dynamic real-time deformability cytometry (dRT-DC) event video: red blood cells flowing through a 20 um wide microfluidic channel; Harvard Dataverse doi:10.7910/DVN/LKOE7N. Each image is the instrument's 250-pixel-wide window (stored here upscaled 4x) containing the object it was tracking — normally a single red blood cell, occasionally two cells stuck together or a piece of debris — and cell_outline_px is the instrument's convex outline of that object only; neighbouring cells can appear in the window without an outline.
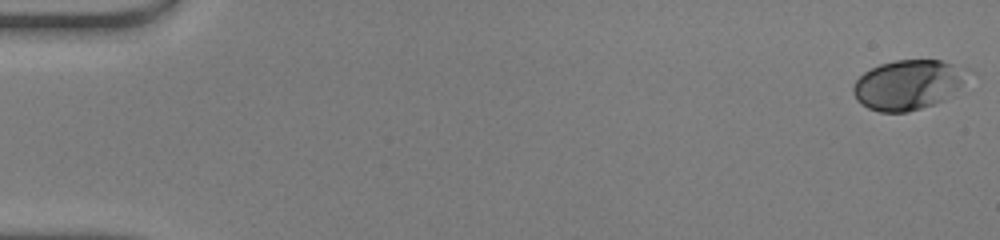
{"species": "human", "species_latin": "Homo sapiens", "temperature_condition": "warm", "stored_images_in_passage": 50, "camera_frame_rate_fps": 3000, "um_per_image_px": 0.085, "donor": {"sex": "male"}, "frame": {"image": 1, "passage_image": 1, "time_ms": 0.0, "image_size_px": [1000, 240], "cell_outline_px": [[968, 72], [960, 84], [944, 100], [908, 112], [880, 112], [868, 108], [860, 104], [856, 100], [852, 92], [852, 84], [864, 72], [880, 64], [896, 60], [940, 60], [968, 68]], "centroid_in_image_um": [77.11, 7.2], "position_along_channel_um": 7.9, "area_um2": 32.95}}
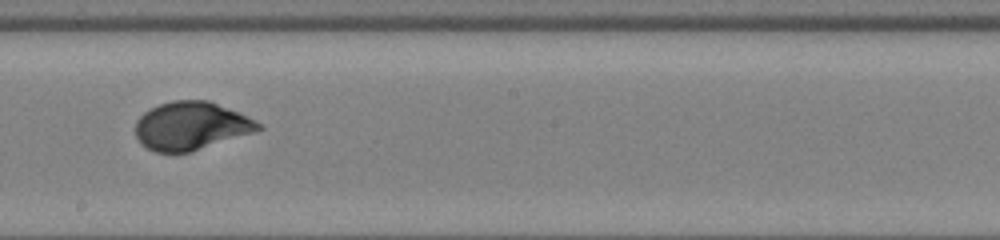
{"frame": {"image": 2, "passage_image": 29, "time_ms": 9.333, "image_size_px": [1000, 240], "cell_outline_px": [[264, 128], [256, 132], [192, 152], [156, 152], [140, 144], [136, 136], [136, 120], [144, 112], [160, 104], [172, 100], [208, 100], [256, 120], [264, 124]], "centroid_in_image_um": [16.27, 10.71], "position_along_channel_um": 231.9, "area_um2": 34.62}}
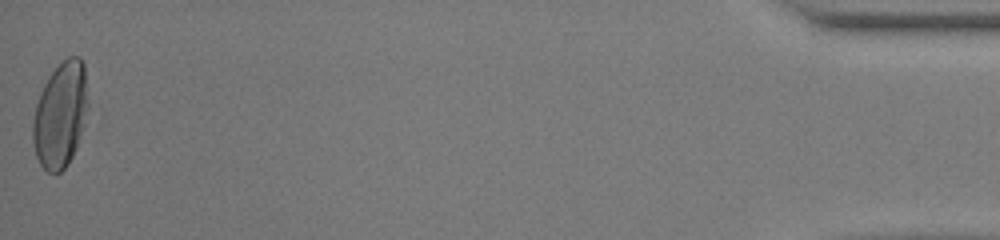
{"frame": {"image": 3, "passage_image": 50, "time_ms": 16.333, "image_size_px": [1000, 240], "cell_outline_px": [[88, 108], [84, 124], [76, 148], [68, 164], [60, 172], [48, 172], [40, 164], [36, 156], [32, 140], [32, 124], [36, 104], [40, 92], [48, 76], [68, 56], [80, 56], [84, 64], [88, 104]], "centroid_in_image_um": [5.13, 9.76], "position_along_channel_um": 430.1, "area_um2": 33.93}, "authors_computed_cell_mechanics": {"area_um2": 33.0616, "velocity_mm_per_s": 4.1852, "shape_relaxation_time_tau1_ms": 3.3369, "shape_relaxation_time_tau2_ms": null, "deformation_change_tau1": 0.1995, "deformation_change_tau2": null}}